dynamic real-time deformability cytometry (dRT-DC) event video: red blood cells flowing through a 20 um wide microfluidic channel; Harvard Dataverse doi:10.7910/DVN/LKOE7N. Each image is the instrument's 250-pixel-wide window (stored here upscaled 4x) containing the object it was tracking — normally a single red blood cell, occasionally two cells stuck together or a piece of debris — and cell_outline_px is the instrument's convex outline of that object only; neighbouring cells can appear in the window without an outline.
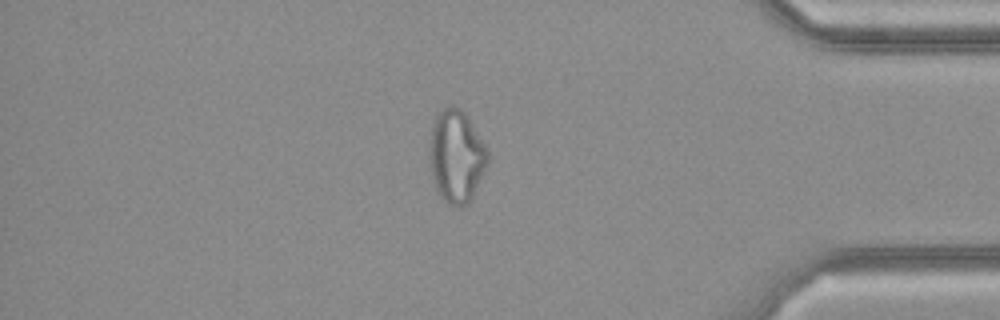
{"species": "common noctule bat (a hibernating species)", "species_latin": "Nyctalus noctula", "temperature_condition": "cold", "stored_images_in_passage": 36, "camera_frame_rate_fps": 3000, "um_per_image_px": 0.085, "animal": {"sex": "female", "body_mass_g": 21.9}, "frame": {"image": 1, "passage_image": 31, "time_ms": 10.0, "image_size_px": [1000, 320], "cell_outline_px": [[488, 164], [468, 204], [460, 208], [448, 204], [444, 200], [436, 188], [432, 176], [428, 156], [428, 144], [432, 120], [436, 112], [444, 108], [460, 108], [464, 112], [484, 144], [488, 152]], "centroid_in_image_um": [38.75, 13.29], "position_along_channel_um": 396.5, "area_um2": 31.5}}